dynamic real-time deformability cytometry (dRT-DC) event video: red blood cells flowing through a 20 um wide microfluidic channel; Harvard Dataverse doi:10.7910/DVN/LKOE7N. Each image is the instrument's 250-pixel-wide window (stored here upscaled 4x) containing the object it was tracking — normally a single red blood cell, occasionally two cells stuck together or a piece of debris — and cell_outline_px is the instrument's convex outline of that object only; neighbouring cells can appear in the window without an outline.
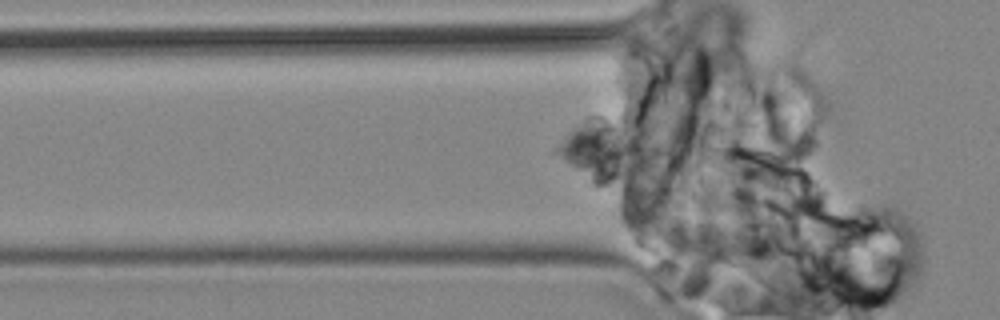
{"species": "common noctule bat (a hibernating species)", "species_latin": "Nyctalus noctula", "temperature_condition": "cold", "stored_images_in_passage": 6, "camera_frame_rate_fps": 3000, "um_per_image_px": 0.085, "animal": {"sex": "male", "body_mass_g": 19.2, "forearm_length_mm": 51.8}, "frame": {"image": 1, "passage_image": 4, "time_ms": 4.333, "image_size_px": [1000, 320], "cell_outline_px": [[640, 156], [616, 180], [608, 184], [604, 184], [572, 168], [560, 156], [560, 144], [564, 136], [572, 128], [584, 120], [600, 116], [604, 116], [640, 144]], "centroid_in_image_um": [50.95, 12.71], "position_along_channel_um": 74.9, "area_um2": 26.47}}